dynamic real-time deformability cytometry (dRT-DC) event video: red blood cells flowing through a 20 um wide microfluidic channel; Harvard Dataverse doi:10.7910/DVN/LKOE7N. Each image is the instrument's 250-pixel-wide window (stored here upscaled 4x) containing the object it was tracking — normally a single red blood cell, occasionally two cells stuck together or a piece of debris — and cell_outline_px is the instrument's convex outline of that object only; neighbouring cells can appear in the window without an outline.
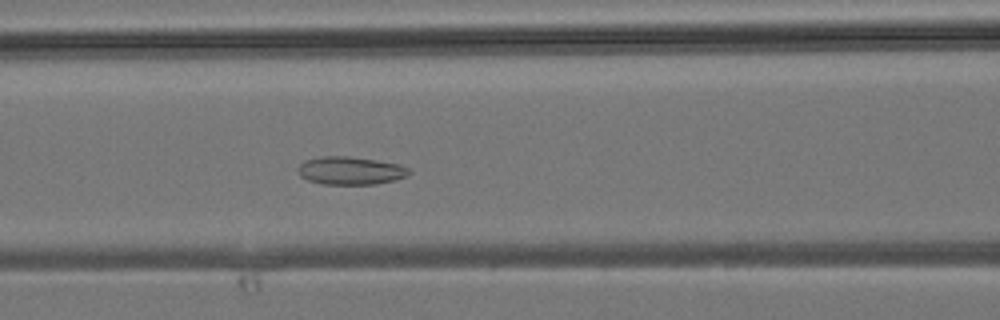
{"species": "common noctule bat (a hibernating species)", "species_latin": "Nyctalus noctula", "temperature_condition": "room temperature", "stored_images_in_passage": 45, "camera_frame_rate_fps": 3000, "um_per_image_px": 0.085, "animal": {"sex": "male", "body_mass_g": 19.2, "forearm_length_mm": 51.8}, "frame": {"image": 1, "passage_image": 19, "time_ms": 6.0, "image_size_px": [1000, 320], "cell_outline_px": [[412, 172], [408, 176], [396, 180], [376, 184], [324, 184], [308, 180], [300, 176], [300, 164], [304, 160], [320, 156], [348, 156], [376, 160], [400, 164], [408, 168]], "centroid_in_image_um": [29.84, 14.5], "position_along_channel_um": 136.8, "area_um2": 18.15}}
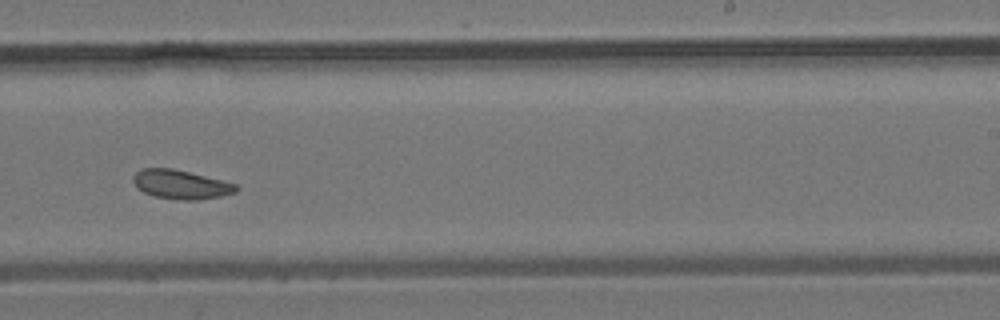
{"frame": {"image": 2, "passage_image": 28, "time_ms": 9.0, "image_size_px": [1000, 320], "cell_outline_px": [[240, 188], [236, 192], [220, 196], [196, 200], [184, 200], [156, 196], [144, 192], [136, 188], [132, 180], [132, 176], [140, 168], [172, 168], [236, 184]], "centroid_in_image_um": [15.33, 15.67], "position_along_channel_um": 273.7, "area_um2": 17.22}}
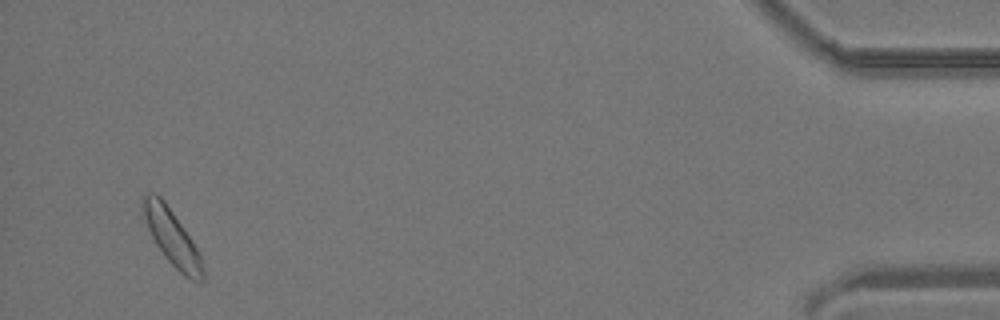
{"frame": {"image": 3, "passage_image": 43, "time_ms": 14.0, "image_size_px": [1000, 320], "cell_outline_px": [[204, 280], [192, 280], [184, 276], [164, 256], [156, 244], [148, 228], [140, 204], [144, 196], [148, 192], [152, 192], [160, 196], [164, 200], [192, 240], [200, 256], [204, 272]], "centroid_in_image_um": [14.6, 20.16], "position_along_channel_um": 420.6, "area_um2": 19.02}}